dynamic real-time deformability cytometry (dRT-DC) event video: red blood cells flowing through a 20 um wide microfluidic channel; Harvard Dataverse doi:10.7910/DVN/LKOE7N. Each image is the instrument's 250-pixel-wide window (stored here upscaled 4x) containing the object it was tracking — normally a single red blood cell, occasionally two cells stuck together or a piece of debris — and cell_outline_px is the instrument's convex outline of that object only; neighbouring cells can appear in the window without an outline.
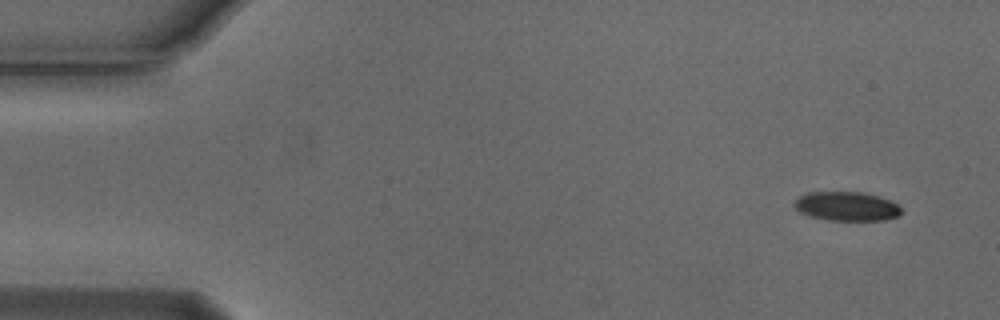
{"species": "Egyptian fruit bat (a non-hibernating species)", "species_latin": "Rousettus aegyptiacus", "temperature_condition": "cold", "stored_images_in_passage": 5, "camera_frame_rate_fps": 3000, "um_per_image_px": 0.085, "animal": {"sex": "male"}, "frame": {"image": 1, "passage_image": 1, "time_ms": 0.0, "image_size_px": [1000, 320], "cell_outline_px": [[904, 212], [900, 216], [884, 220], [828, 220], [808, 216], [800, 212], [792, 204], [800, 196], [808, 192], [860, 192], [876, 196], [888, 200], [896, 204]], "centroid_in_image_um": [71.96, 17.54], "position_along_channel_um": 13.0, "area_um2": 18.09}}
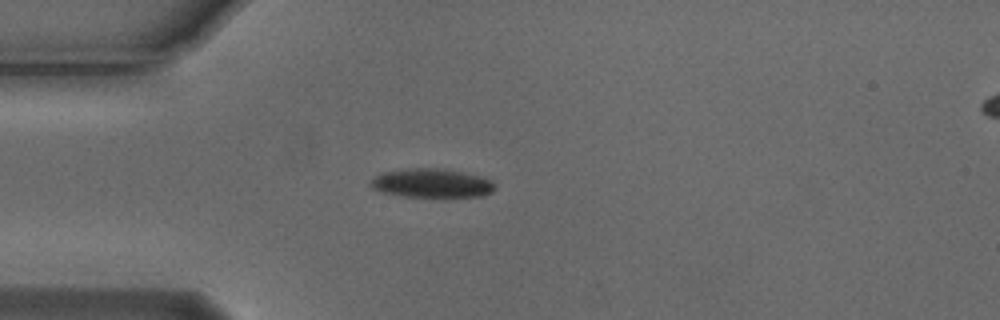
{"frame": {"image": 2, "passage_image": 4, "time_ms": 1.0, "image_size_px": [1000, 320], "cell_outline_px": [[496, 188], [492, 192], [484, 196], [444, 200], [404, 196], [384, 192], [372, 188], [368, 184], [380, 172], [408, 168], [448, 168], [480, 176], [492, 180], [496, 184]], "centroid_in_image_um": [36.78, 15.61], "position_along_channel_um": 48.2, "area_um2": 22.2}}